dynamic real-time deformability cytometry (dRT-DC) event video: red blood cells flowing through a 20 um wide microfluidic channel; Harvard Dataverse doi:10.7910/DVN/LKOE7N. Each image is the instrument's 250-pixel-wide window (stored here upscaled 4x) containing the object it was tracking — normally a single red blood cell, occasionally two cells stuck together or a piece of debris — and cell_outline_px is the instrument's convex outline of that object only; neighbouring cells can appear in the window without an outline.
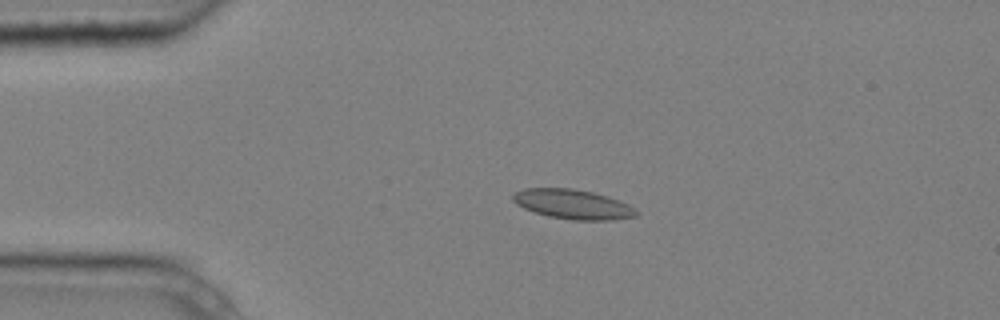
{"species": "common noctule bat (a hibernating species)", "species_latin": "Nyctalus noctula", "temperature_condition": "cold", "stored_images_in_passage": 5, "camera_frame_rate_fps": 3000, "um_per_image_px": 0.085, "animal": {"sex": "male", "body_mass_g": 20.4}, "frame": {"image": 1, "passage_image": 4, "time_ms": 1.0, "image_size_px": [1000, 320], "cell_outline_px": [[640, 212], [636, 216], [612, 220], [572, 220], [548, 216], [524, 208], [516, 204], [512, 200], [512, 196], [516, 192], [524, 188], [572, 188], [592, 192], [608, 196], [628, 204], [636, 208]], "centroid_in_image_um": [48.72, 17.36], "position_along_channel_um": 36.3, "area_um2": 21.33}}